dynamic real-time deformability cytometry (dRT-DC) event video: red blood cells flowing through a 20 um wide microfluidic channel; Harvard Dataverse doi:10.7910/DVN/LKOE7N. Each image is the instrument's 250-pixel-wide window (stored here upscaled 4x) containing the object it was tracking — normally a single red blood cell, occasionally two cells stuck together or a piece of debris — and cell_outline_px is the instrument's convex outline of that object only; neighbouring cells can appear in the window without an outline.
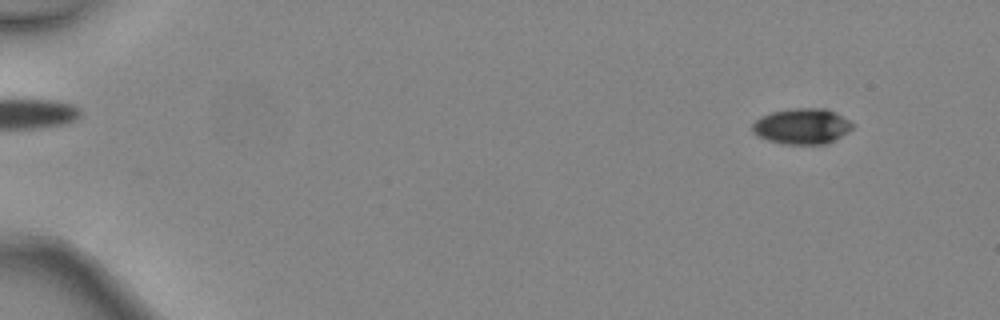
{"species": "common noctule bat (a hibernating species)", "species_latin": "Nyctalus noctula", "temperature_condition": "warm", "stored_images_in_passage": 7, "camera_frame_rate_fps": 3000, "um_per_image_px": 0.085, "animal": {"sex": "female", "body_mass_g": 24.6, "forearm_length_mm": 56.2}, "frame": {"image": 1, "passage_image": 5, "time_ms": 1.333, "image_size_px": [1000, 320], "cell_outline_px": [[856, 124], [848, 132], [828, 144], [780, 144], [756, 136], [752, 132], [752, 124], [760, 116], [772, 112], [796, 108], [828, 108]], "centroid_in_image_um": [68.17, 10.74], "position_along_channel_um": 16.8, "area_um2": 21.1}}